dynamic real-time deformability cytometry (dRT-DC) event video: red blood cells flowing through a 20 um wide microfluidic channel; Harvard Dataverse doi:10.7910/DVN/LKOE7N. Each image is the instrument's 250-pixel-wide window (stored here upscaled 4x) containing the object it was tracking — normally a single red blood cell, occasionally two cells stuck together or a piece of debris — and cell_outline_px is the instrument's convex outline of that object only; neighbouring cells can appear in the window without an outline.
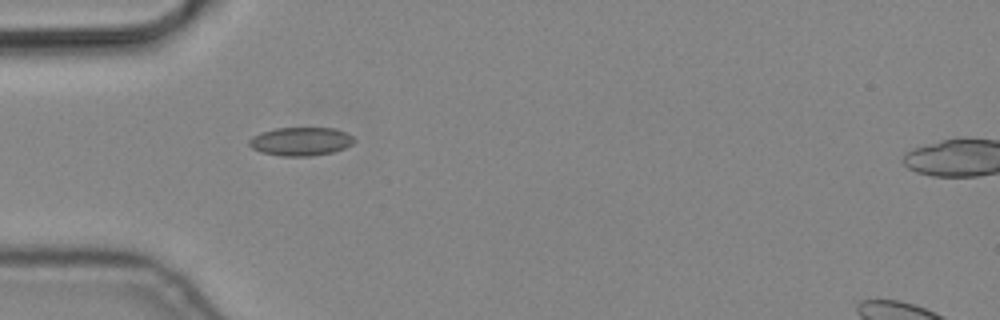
{"species": "common noctule bat (a hibernating species)", "species_latin": "Nyctalus noctula", "temperature_condition": "cold", "stored_images_in_passage": 3, "camera_frame_rate_fps": 3000, "um_per_image_px": 0.085, "animal": {"sex": "male", "body_mass_g": 19.2, "forearm_length_mm": 51.8}, "frame": {"image": 1, "passage_image": 2, "time_ms": 0.333, "image_size_px": [1000, 320], "cell_outline_px": [[356, 140], [352, 144], [344, 148], [332, 152], [312, 156], [280, 156], [260, 152], [252, 148], [248, 144], [248, 140], [252, 136], [260, 132], [276, 128], [336, 128], [352, 136]], "centroid_in_image_um": [25.53, 12.02], "position_along_channel_um": 59.5, "area_um2": 17.51}}